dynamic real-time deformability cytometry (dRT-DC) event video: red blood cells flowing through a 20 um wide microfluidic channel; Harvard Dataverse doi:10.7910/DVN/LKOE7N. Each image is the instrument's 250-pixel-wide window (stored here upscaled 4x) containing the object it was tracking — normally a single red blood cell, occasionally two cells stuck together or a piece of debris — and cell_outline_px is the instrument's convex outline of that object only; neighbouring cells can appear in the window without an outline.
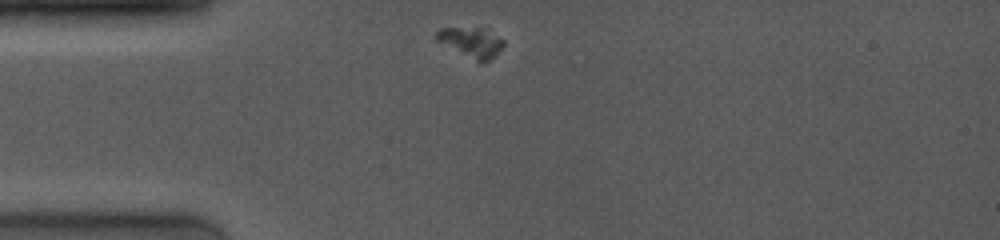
{"species": "common noctule bat (a hibernating species)", "species_latin": "Nyctalus noctula", "temperature_condition": "room temperature", "stored_images_in_passage": 36, "camera_frame_rate_fps": 4000, "um_per_image_px": 0.085, "animal": {"sex": "female", "body_mass_g": 19.0, "forearm_length_mm": 53.3}, "frame": {"image": 1, "passage_image": 1, "time_ms": 0.0, "image_size_px": [1000, 240], "cell_outline_px": [[504, 44], [488, 60], [480, 64], [436, 40], [436, 32], [440, 28], [480, 28], [504, 40]], "centroid_in_image_um": [40.01, 3.61], "position_along_channel_um": 45.0, "area_um2": 11.27}}
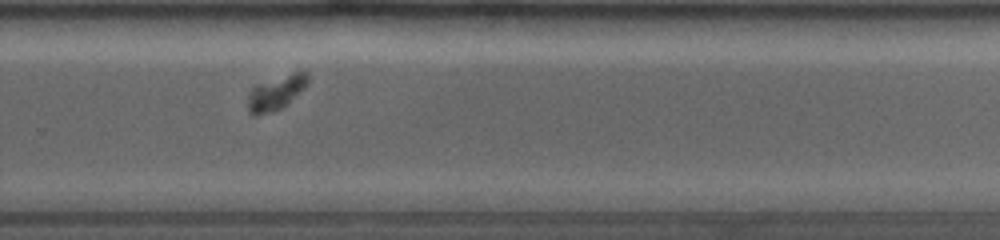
{"frame": {"image": 2, "passage_image": 23, "time_ms": 7.25, "image_size_px": [1000, 240], "cell_outline_px": [[308, 84], [304, 88], [280, 108], [272, 112], [256, 116], [248, 112], [248, 96], [252, 88], [256, 84], [300, 68], [308, 72]], "centroid_in_image_um": [23.48, 7.82], "position_along_channel_um": 306.3, "area_um2": 12.25}}
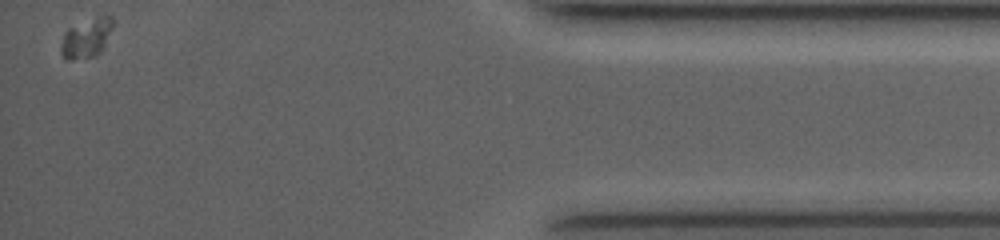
{"frame": {"image": 3, "passage_image": 36, "time_ms": 11.75, "image_size_px": [1000, 240], "cell_outline_px": [[112, 28], [100, 52], [92, 56], [68, 60], [64, 60], [60, 52], [60, 48], [64, 32], [68, 28], [104, 12], [112, 16]], "centroid_in_image_um": [7.33, 3.18], "position_along_channel_um": 427.9, "area_um2": 11.96}}